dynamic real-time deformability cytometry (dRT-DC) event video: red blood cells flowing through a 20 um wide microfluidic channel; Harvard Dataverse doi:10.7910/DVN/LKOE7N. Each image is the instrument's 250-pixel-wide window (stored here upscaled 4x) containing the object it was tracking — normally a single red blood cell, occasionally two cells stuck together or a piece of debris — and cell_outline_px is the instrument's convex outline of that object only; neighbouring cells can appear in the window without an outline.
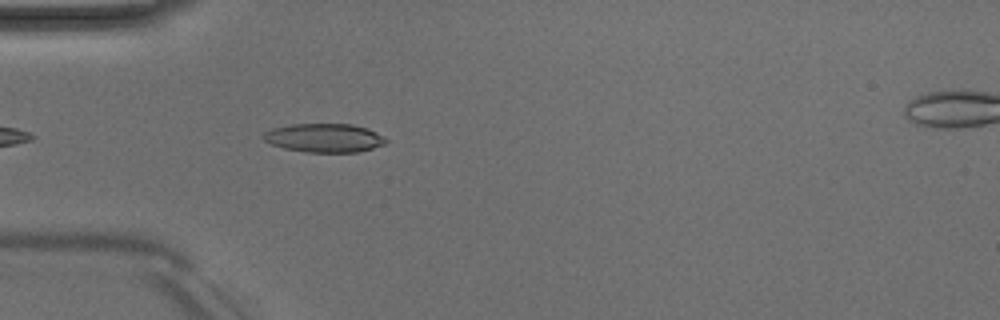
{"species": "Egyptian fruit bat (a non-hibernating species)", "species_latin": "Rousettus aegyptiacus", "temperature_condition": "room temperature", "stored_images_in_passage": 19, "camera_frame_rate_fps": 3000, "um_per_image_px": 0.085, "animal": {"sex": "male"}, "frame": {"image": 1, "passage_image": 4, "time_ms": 1.0, "image_size_px": [1000, 320], "cell_outline_px": [[388, 140], [384, 144], [372, 148], [356, 152], [308, 152], [284, 148], [272, 144], [264, 140], [260, 136], [264, 132], [272, 128], [292, 124], [352, 124], [368, 128], [376, 132]], "centroid_in_image_um": [27.54, 11.71], "position_along_channel_um": 57.5, "area_um2": 20.46}}